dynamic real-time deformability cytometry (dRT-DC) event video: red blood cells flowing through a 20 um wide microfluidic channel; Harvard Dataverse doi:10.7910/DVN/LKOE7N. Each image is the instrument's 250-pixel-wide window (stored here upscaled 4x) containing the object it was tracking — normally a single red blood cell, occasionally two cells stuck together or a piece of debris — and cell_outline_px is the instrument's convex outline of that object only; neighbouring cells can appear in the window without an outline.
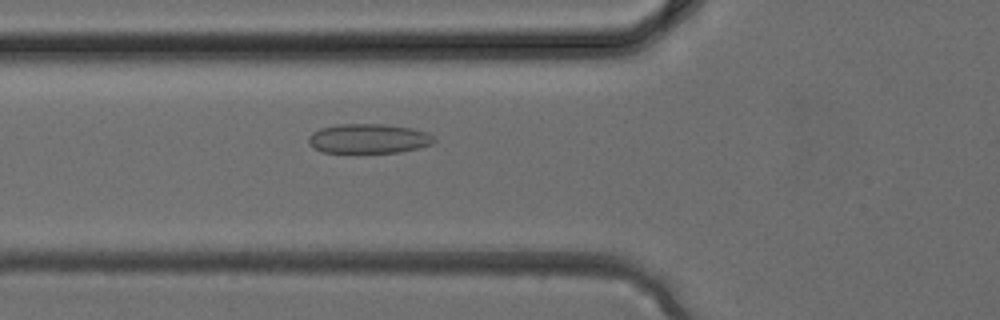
{"species": "common noctule bat (a hibernating species)", "species_latin": "Nyctalus noctula", "temperature_condition": "cold", "stored_images_in_passage": 33, "camera_frame_rate_fps": 3000, "um_per_image_px": 0.085, "animal": {"sex": "female", "body_mass_g": 24.6, "forearm_length_mm": 56.2}, "frame": {"image": 1, "passage_image": 11, "time_ms": 3.333, "image_size_px": [1000, 320], "cell_outline_px": [[436, 140], [432, 144], [420, 148], [400, 152], [320, 152], [312, 148], [308, 144], [308, 136], [312, 132], [320, 128], [336, 124], [388, 124], [412, 128], [428, 132]], "centroid_in_image_um": [31.31, 11.77], "position_along_channel_um": 94.5, "area_um2": 21.91}}
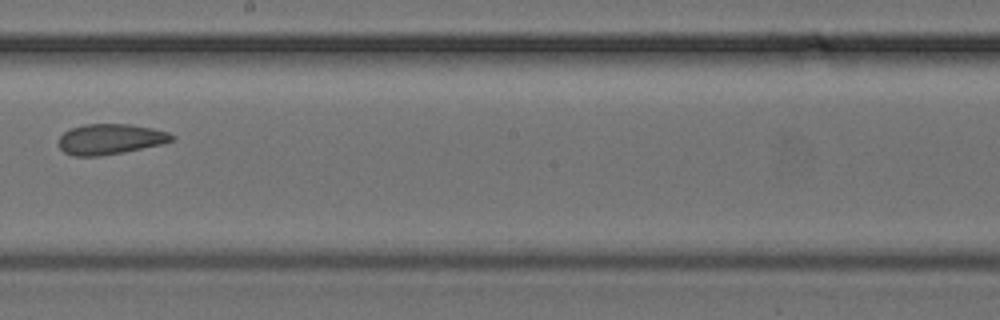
{"frame": {"image": 2, "passage_image": 19, "time_ms": 6.0, "image_size_px": [1000, 320], "cell_outline_px": [[176, 136], [172, 140], [160, 144], [124, 152], [100, 156], [72, 156], [64, 152], [60, 148], [60, 136], [64, 132], [72, 128], [84, 124], [128, 124], [152, 128], [168, 132]], "centroid_in_image_um": [9.36, 11.83], "position_along_channel_um": 238.8, "area_um2": 19.94}}
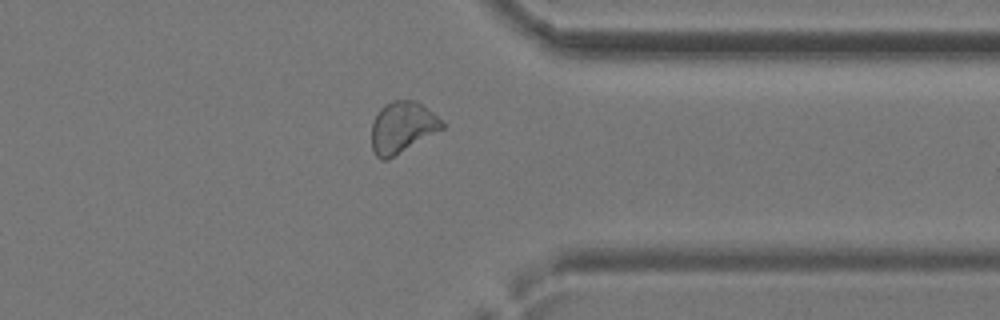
{"frame": {"image": 3, "passage_image": 27, "time_ms": 8.667, "image_size_px": [1000, 320], "cell_outline_px": [[444, 128], [388, 160], [380, 160], [376, 156], [372, 148], [372, 124], [380, 108], [384, 104], [392, 100], [416, 100], [432, 112], [444, 124]], "centroid_in_image_um": [34.17, 10.83], "position_along_channel_um": 377.2, "area_um2": 20.98}}